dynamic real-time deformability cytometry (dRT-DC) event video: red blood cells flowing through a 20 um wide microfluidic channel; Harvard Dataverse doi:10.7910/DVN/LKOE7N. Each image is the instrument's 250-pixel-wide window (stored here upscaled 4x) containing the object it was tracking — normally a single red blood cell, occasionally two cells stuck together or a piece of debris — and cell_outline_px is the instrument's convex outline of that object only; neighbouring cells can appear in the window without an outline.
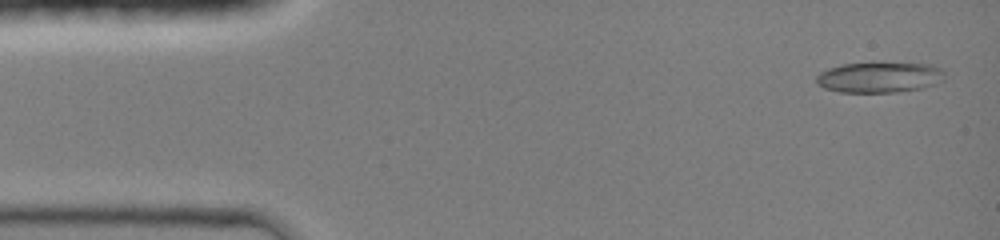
{"species": "common noctule bat (a hibernating species)", "species_latin": "Nyctalus noctula", "temperature_condition": "room temperature", "stored_images_in_passage": 11, "camera_frame_rate_fps": 3000, "um_per_image_px": 0.085, "animal": {"sex": "female", "body_mass_g": 19.0, "forearm_length_mm": 51.5}, "frame": {"image": 1, "passage_image": 1, "time_ms": 0.0, "image_size_px": [1000, 240], "cell_outline_px": [[944, 80], [920, 88], [896, 92], [840, 92], [824, 88], [816, 84], [816, 76], [820, 72], [828, 68], [840, 64], [880, 60], [932, 64], [940, 68], [944, 72]], "centroid_in_image_um": [74.73, 6.51], "position_along_channel_um": 10.3, "area_um2": 23.81}}
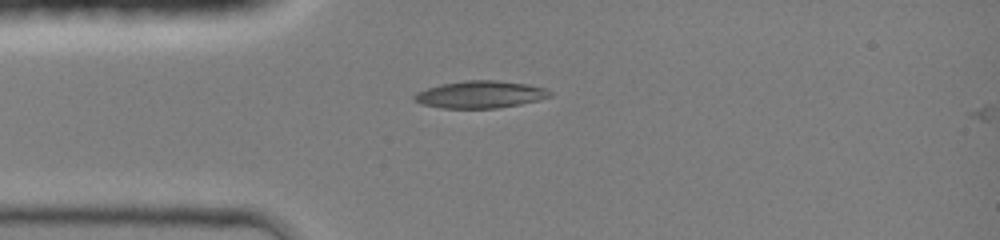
{"frame": {"image": 2, "passage_image": 10, "time_ms": 3.0, "image_size_px": [1000, 240], "cell_outline_px": [[552, 96], [520, 104], [496, 108], [444, 108], [420, 104], [412, 100], [412, 96], [416, 92], [440, 84], [464, 80], [496, 80], [528, 84], [548, 88], [552, 92]], "centroid_in_image_um": [40.81, 8.02], "position_along_channel_um": 44.2, "area_um2": 21.68}}